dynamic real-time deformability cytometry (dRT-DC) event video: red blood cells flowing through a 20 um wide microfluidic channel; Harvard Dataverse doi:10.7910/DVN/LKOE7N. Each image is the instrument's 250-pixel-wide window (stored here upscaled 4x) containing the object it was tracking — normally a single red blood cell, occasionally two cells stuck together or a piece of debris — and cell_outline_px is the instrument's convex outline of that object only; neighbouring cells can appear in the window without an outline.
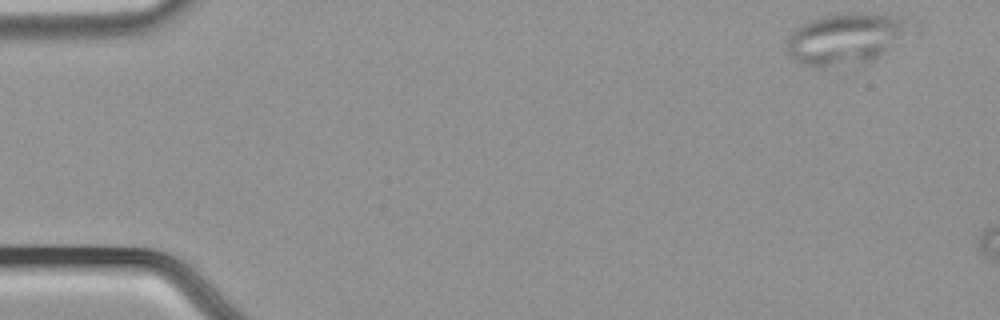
{"species": "common noctule bat (a hibernating species)", "species_latin": "Nyctalus noctula", "temperature_condition": "cold", "stored_images_in_passage": 8, "camera_frame_rate_fps": 3000, "um_per_image_px": 0.085, "animal": {"sex": "male", "body_mass_g": 21.5, "forearm_length_mm": 52.0}, "frame": {"image": 1, "passage_image": 1, "time_ms": 0.0, "image_size_px": [1000, 320], "cell_outline_px": [[920, 28], [880, 56], [872, 60], [824, 68], [816, 68], [804, 64], [796, 60], [784, 48], [784, 44], [788, 36], [796, 28], [812, 20], [836, 12], [868, 12], [908, 16]], "centroid_in_image_um": [72.04, 3.23], "position_along_channel_um": 13.0, "area_um2": 38.32}}